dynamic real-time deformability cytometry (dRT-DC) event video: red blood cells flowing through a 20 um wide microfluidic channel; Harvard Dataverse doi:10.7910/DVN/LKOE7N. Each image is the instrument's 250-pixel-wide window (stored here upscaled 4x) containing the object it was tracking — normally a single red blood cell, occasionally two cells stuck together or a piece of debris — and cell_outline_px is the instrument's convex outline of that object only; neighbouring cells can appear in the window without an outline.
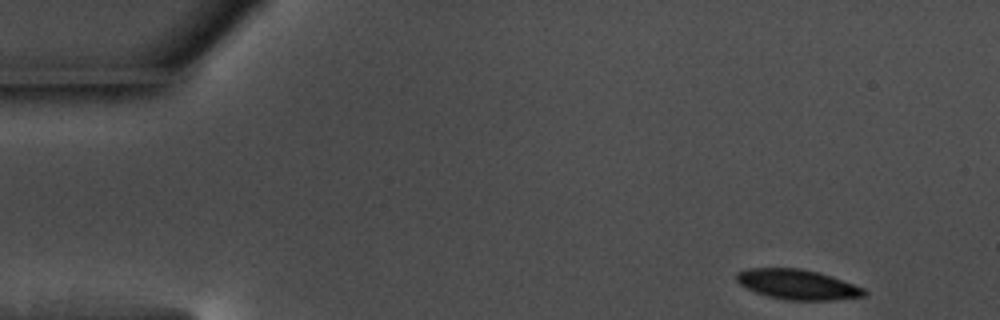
{"species": "common noctule bat (a hibernating species)", "species_latin": "Nyctalus noctula", "temperature_condition": "warm", "stored_images_in_passage": 52, "camera_frame_rate_fps": 3000, "um_per_image_px": 0.085, "animal": {"sex": "male", "body_mass_g": 17.5, "forearm_length_mm": 52.3}, "frame": {"image": 1, "passage_image": 1, "time_ms": 0.0, "image_size_px": [1000, 320], "cell_outline_px": [[868, 292], [864, 296], [832, 300], [784, 300], [768, 296], [744, 288], [736, 280], [736, 272], [748, 268], [800, 268], [832, 276], [864, 288]], "centroid_in_image_um": [67.76, 24.18], "position_along_channel_um": 17.2, "area_um2": 22.37}}
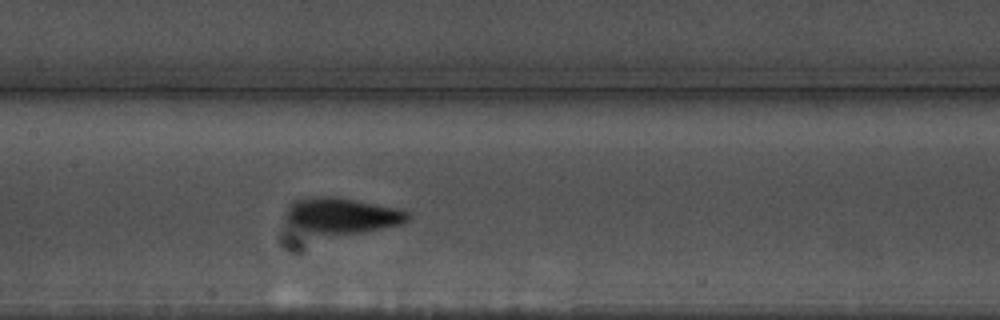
{"frame": {"image": 2, "passage_image": 23, "time_ms": 7.333, "image_size_px": [1000, 320], "cell_outline_px": [[412, 216], [408, 220], [400, 224], [384, 228], [364, 232], [308, 232], [292, 224], [284, 216], [284, 212], [288, 204], [292, 200], [316, 196], [332, 196], [356, 200], [400, 208], [408, 212]], "centroid_in_image_um": [29.08, 18.27], "position_along_channel_um": 178.3, "area_um2": 25.09}}
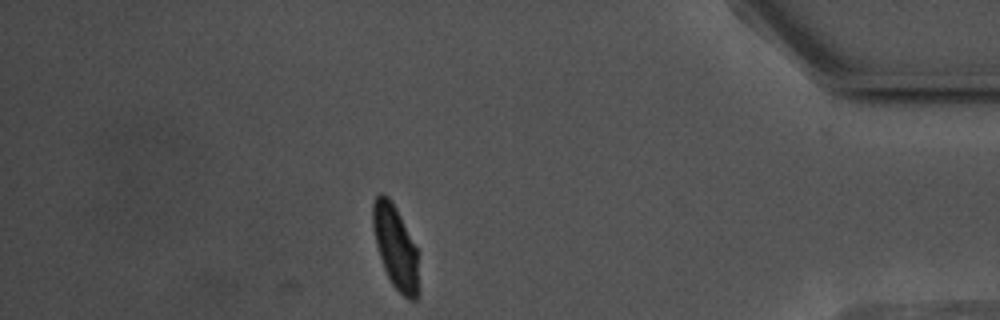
{"frame": {"image": 3, "passage_image": 45, "time_ms": 14.667, "image_size_px": [1000, 320], "cell_outline_px": [[420, 292], [416, 300], [408, 300], [392, 284], [384, 268], [376, 244], [372, 228], [372, 204], [376, 196], [380, 192], [388, 196], [392, 200], [416, 248], [420, 288]], "centroid_in_image_um": [33.62, 21.02], "position_along_channel_um": 401.6, "area_um2": 22.31}, "authors_computed_cell_mechanics": {"area_um2": 23.3801, "velocity_mm_per_s": 3.6093, "shape_relaxation_time_tau1_ms": 3.0138, "shape_relaxation_time_tau2_ms": 1.9652, "deformation_change_tau1": 0.1298, "deformation_change_tau2": 0.0592}}